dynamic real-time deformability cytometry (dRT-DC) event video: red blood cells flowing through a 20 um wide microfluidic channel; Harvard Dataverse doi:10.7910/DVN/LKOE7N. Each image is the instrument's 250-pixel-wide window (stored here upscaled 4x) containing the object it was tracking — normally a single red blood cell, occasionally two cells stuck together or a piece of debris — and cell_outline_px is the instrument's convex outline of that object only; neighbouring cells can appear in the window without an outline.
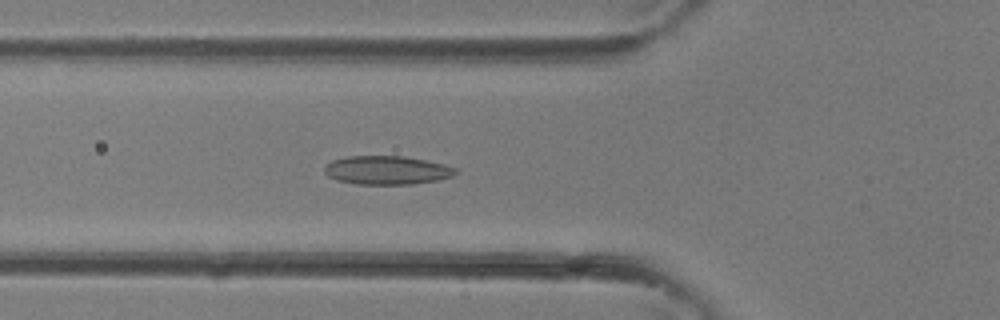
{"species": "common noctule bat (a hibernating species)", "species_latin": "Nyctalus noctula", "temperature_condition": "room temperature", "stored_images_in_passage": 35, "camera_frame_rate_fps": 3000, "um_per_image_px": 0.085, "animal": {"sex": "female"}, "frame": {"image": 1, "passage_image": 12, "time_ms": 3.667, "image_size_px": [1000, 320], "cell_outline_px": [[460, 172], [452, 176], [436, 180], [412, 184], [356, 184], [336, 180], [328, 176], [324, 172], [324, 164], [332, 160], [348, 156], [404, 156], [444, 164], [456, 168]], "centroid_in_image_um": [32.86, 14.46], "position_along_channel_um": 92.9, "area_um2": 21.96}}
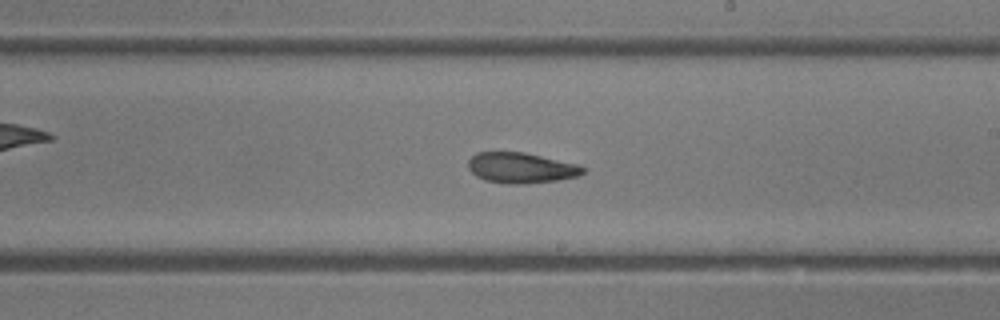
{"frame": {"image": 2, "passage_image": 20, "time_ms": 6.333, "image_size_px": [1000, 320], "cell_outline_px": [[584, 172], [580, 176], [556, 180], [524, 184], [504, 184], [484, 180], [476, 176], [468, 168], [468, 160], [476, 152], [524, 152], [576, 164], [584, 168]], "centroid_in_image_um": [44.25, 14.27], "position_along_channel_um": 244.8, "area_um2": 20.4}}
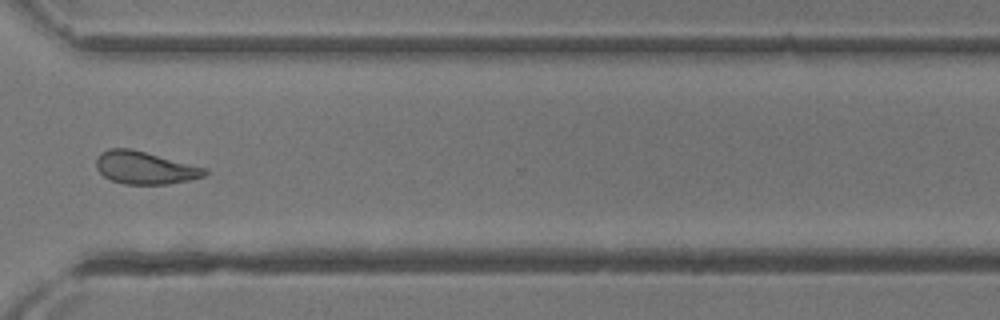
{"frame": {"image": 3, "passage_image": 26, "time_ms": 8.333, "image_size_px": [1000, 320], "cell_outline_px": [[208, 176], [168, 184], [124, 184], [112, 180], [104, 176], [96, 168], [96, 160], [100, 152], [108, 148], [128, 148], [208, 168]], "centroid_in_image_um": [12.33, 14.26], "position_along_channel_um": 358.3, "area_um2": 20.63}}